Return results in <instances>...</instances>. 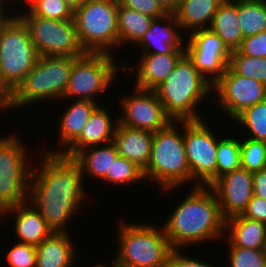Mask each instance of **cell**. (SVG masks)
I'll return each instance as SVG.
<instances>
[{
    "label": "cell",
    "instance_id": "6da1fadb",
    "mask_svg": "<svg viewBox=\"0 0 266 267\" xmlns=\"http://www.w3.org/2000/svg\"><path fill=\"white\" fill-rule=\"evenodd\" d=\"M41 154L40 166L32 169L28 201L53 232H68V222L89 195L85 192L81 165L62 153Z\"/></svg>",
    "mask_w": 266,
    "mask_h": 267
},
{
    "label": "cell",
    "instance_id": "7a4b0ae2",
    "mask_svg": "<svg viewBox=\"0 0 266 267\" xmlns=\"http://www.w3.org/2000/svg\"><path fill=\"white\" fill-rule=\"evenodd\" d=\"M192 188L162 225L172 249L219 241L225 234V219L215 192L210 186Z\"/></svg>",
    "mask_w": 266,
    "mask_h": 267
},
{
    "label": "cell",
    "instance_id": "3957f363",
    "mask_svg": "<svg viewBox=\"0 0 266 267\" xmlns=\"http://www.w3.org/2000/svg\"><path fill=\"white\" fill-rule=\"evenodd\" d=\"M212 87L184 54L154 91L173 121H188L203 119L198 106L212 96Z\"/></svg>",
    "mask_w": 266,
    "mask_h": 267
},
{
    "label": "cell",
    "instance_id": "277c9868",
    "mask_svg": "<svg viewBox=\"0 0 266 267\" xmlns=\"http://www.w3.org/2000/svg\"><path fill=\"white\" fill-rule=\"evenodd\" d=\"M143 174L145 180L155 182L164 193L191 184L183 139V121L172 120L164 129L153 133L151 156Z\"/></svg>",
    "mask_w": 266,
    "mask_h": 267
},
{
    "label": "cell",
    "instance_id": "5b68a950",
    "mask_svg": "<svg viewBox=\"0 0 266 267\" xmlns=\"http://www.w3.org/2000/svg\"><path fill=\"white\" fill-rule=\"evenodd\" d=\"M78 58L40 56L32 70L13 91L10 101L1 111L25 109L24 106H29L28 104L34 107L37 101L55 100L56 102L58 100V102H62L72 67Z\"/></svg>",
    "mask_w": 266,
    "mask_h": 267
},
{
    "label": "cell",
    "instance_id": "8992f818",
    "mask_svg": "<svg viewBox=\"0 0 266 267\" xmlns=\"http://www.w3.org/2000/svg\"><path fill=\"white\" fill-rule=\"evenodd\" d=\"M121 223V224H120ZM115 251L117 267H162L168 265L172 248L163 227L150 223L120 222ZM149 224V225H148ZM157 226V227H156Z\"/></svg>",
    "mask_w": 266,
    "mask_h": 267
},
{
    "label": "cell",
    "instance_id": "52a82bcc",
    "mask_svg": "<svg viewBox=\"0 0 266 267\" xmlns=\"http://www.w3.org/2000/svg\"><path fill=\"white\" fill-rule=\"evenodd\" d=\"M118 7V0H84L74 8L77 37L85 52L114 54L113 48L119 49Z\"/></svg>",
    "mask_w": 266,
    "mask_h": 267
},
{
    "label": "cell",
    "instance_id": "ba28073f",
    "mask_svg": "<svg viewBox=\"0 0 266 267\" xmlns=\"http://www.w3.org/2000/svg\"><path fill=\"white\" fill-rule=\"evenodd\" d=\"M16 134L0 137V214L29 200L33 166L27 147Z\"/></svg>",
    "mask_w": 266,
    "mask_h": 267
},
{
    "label": "cell",
    "instance_id": "9c48e42d",
    "mask_svg": "<svg viewBox=\"0 0 266 267\" xmlns=\"http://www.w3.org/2000/svg\"><path fill=\"white\" fill-rule=\"evenodd\" d=\"M114 58V54L91 52L79 57L74 62L62 99L76 98V100L97 102L98 94L100 97V94L106 93L113 85V80L117 82L115 78L118 70H124L122 61L120 60L118 67L119 62Z\"/></svg>",
    "mask_w": 266,
    "mask_h": 267
},
{
    "label": "cell",
    "instance_id": "30bf717a",
    "mask_svg": "<svg viewBox=\"0 0 266 267\" xmlns=\"http://www.w3.org/2000/svg\"><path fill=\"white\" fill-rule=\"evenodd\" d=\"M39 57L26 25L15 14L0 27V69L4 82L14 91Z\"/></svg>",
    "mask_w": 266,
    "mask_h": 267
},
{
    "label": "cell",
    "instance_id": "8fae6325",
    "mask_svg": "<svg viewBox=\"0 0 266 267\" xmlns=\"http://www.w3.org/2000/svg\"><path fill=\"white\" fill-rule=\"evenodd\" d=\"M16 15L26 25L39 56L81 57L86 53L79 43L73 19H45L34 16L28 9Z\"/></svg>",
    "mask_w": 266,
    "mask_h": 267
},
{
    "label": "cell",
    "instance_id": "7c38bea8",
    "mask_svg": "<svg viewBox=\"0 0 266 267\" xmlns=\"http://www.w3.org/2000/svg\"><path fill=\"white\" fill-rule=\"evenodd\" d=\"M205 119L183 121V139L191 186H211L216 181L218 136ZM195 181V182H194Z\"/></svg>",
    "mask_w": 266,
    "mask_h": 267
},
{
    "label": "cell",
    "instance_id": "4fadbf2b",
    "mask_svg": "<svg viewBox=\"0 0 266 267\" xmlns=\"http://www.w3.org/2000/svg\"><path fill=\"white\" fill-rule=\"evenodd\" d=\"M189 37V38H188ZM185 45V54L195 69L214 85L229 66L231 51L210 28L190 32Z\"/></svg>",
    "mask_w": 266,
    "mask_h": 267
},
{
    "label": "cell",
    "instance_id": "5bb4252c",
    "mask_svg": "<svg viewBox=\"0 0 266 267\" xmlns=\"http://www.w3.org/2000/svg\"><path fill=\"white\" fill-rule=\"evenodd\" d=\"M212 92L218 97V110L234 119L248 107L266 99V85L236 74L229 66L225 74L213 85ZM219 102V103H218ZM221 108V109H220Z\"/></svg>",
    "mask_w": 266,
    "mask_h": 267
},
{
    "label": "cell",
    "instance_id": "9a60e30c",
    "mask_svg": "<svg viewBox=\"0 0 266 267\" xmlns=\"http://www.w3.org/2000/svg\"><path fill=\"white\" fill-rule=\"evenodd\" d=\"M120 102L123 111L118 116L119 125L155 133L172 121L154 90L135 87Z\"/></svg>",
    "mask_w": 266,
    "mask_h": 267
},
{
    "label": "cell",
    "instance_id": "2e32d148",
    "mask_svg": "<svg viewBox=\"0 0 266 267\" xmlns=\"http://www.w3.org/2000/svg\"><path fill=\"white\" fill-rule=\"evenodd\" d=\"M225 220L241 215L253 193V173L240 167L218 178L211 186Z\"/></svg>",
    "mask_w": 266,
    "mask_h": 267
},
{
    "label": "cell",
    "instance_id": "e0dca14e",
    "mask_svg": "<svg viewBox=\"0 0 266 267\" xmlns=\"http://www.w3.org/2000/svg\"><path fill=\"white\" fill-rule=\"evenodd\" d=\"M181 33L175 14L167 13L153 19L136 46L140 44L142 54H185L184 35Z\"/></svg>",
    "mask_w": 266,
    "mask_h": 267
},
{
    "label": "cell",
    "instance_id": "ac0fdd59",
    "mask_svg": "<svg viewBox=\"0 0 266 267\" xmlns=\"http://www.w3.org/2000/svg\"><path fill=\"white\" fill-rule=\"evenodd\" d=\"M6 215L13 216V232L18 242L36 247L53 233L40 212L29 201L5 209L1 213V225L7 219Z\"/></svg>",
    "mask_w": 266,
    "mask_h": 267
},
{
    "label": "cell",
    "instance_id": "d6986e66",
    "mask_svg": "<svg viewBox=\"0 0 266 267\" xmlns=\"http://www.w3.org/2000/svg\"><path fill=\"white\" fill-rule=\"evenodd\" d=\"M108 107L99 105L91 114L89 121L81 134L61 153L68 157H74L79 151L91 147L106 144L113 141L118 117L112 120ZM117 118V119H116Z\"/></svg>",
    "mask_w": 266,
    "mask_h": 267
},
{
    "label": "cell",
    "instance_id": "ffe728a7",
    "mask_svg": "<svg viewBox=\"0 0 266 267\" xmlns=\"http://www.w3.org/2000/svg\"><path fill=\"white\" fill-rule=\"evenodd\" d=\"M141 57L138 62V65L133 64L129 65L126 62H123V72L128 69L133 70L136 67V79L134 87L145 89V90H154L159 86L166 77L174 70L179 59L184 54H140ZM127 64V65H126ZM129 65V66H128ZM132 66V67H131Z\"/></svg>",
    "mask_w": 266,
    "mask_h": 267
},
{
    "label": "cell",
    "instance_id": "44dd1931",
    "mask_svg": "<svg viewBox=\"0 0 266 267\" xmlns=\"http://www.w3.org/2000/svg\"><path fill=\"white\" fill-rule=\"evenodd\" d=\"M153 133L117 125L113 137L119 156L135 163L144 170L151 156Z\"/></svg>",
    "mask_w": 266,
    "mask_h": 267
},
{
    "label": "cell",
    "instance_id": "7402d4cb",
    "mask_svg": "<svg viewBox=\"0 0 266 267\" xmlns=\"http://www.w3.org/2000/svg\"><path fill=\"white\" fill-rule=\"evenodd\" d=\"M72 104L70 103L69 106L65 107V111L62 112L60 118L57 121L59 125V142L57 144L59 147L61 145L62 149L60 150H45L48 153H61L67 148L82 132L84 127L86 126L87 122L91 114L94 110L100 105L98 102H92L89 100H72ZM98 103V104H97Z\"/></svg>",
    "mask_w": 266,
    "mask_h": 267
},
{
    "label": "cell",
    "instance_id": "603a6c76",
    "mask_svg": "<svg viewBox=\"0 0 266 267\" xmlns=\"http://www.w3.org/2000/svg\"><path fill=\"white\" fill-rule=\"evenodd\" d=\"M70 236V232H53L36 246V267H74L78 257Z\"/></svg>",
    "mask_w": 266,
    "mask_h": 267
},
{
    "label": "cell",
    "instance_id": "cb8c5ba5",
    "mask_svg": "<svg viewBox=\"0 0 266 267\" xmlns=\"http://www.w3.org/2000/svg\"><path fill=\"white\" fill-rule=\"evenodd\" d=\"M227 232V233H226ZM224 239L233 246L266 249V224L241 215L225 220Z\"/></svg>",
    "mask_w": 266,
    "mask_h": 267
},
{
    "label": "cell",
    "instance_id": "d4e9b609",
    "mask_svg": "<svg viewBox=\"0 0 266 267\" xmlns=\"http://www.w3.org/2000/svg\"><path fill=\"white\" fill-rule=\"evenodd\" d=\"M224 0H179L174 12L181 31L190 33L210 28L215 12Z\"/></svg>",
    "mask_w": 266,
    "mask_h": 267
},
{
    "label": "cell",
    "instance_id": "484cf974",
    "mask_svg": "<svg viewBox=\"0 0 266 267\" xmlns=\"http://www.w3.org/2000/svg\"><path fill=\"white\" fill-rule=\"evenodd\" d=\"M118 156L116 145L112 141L85 148L73 158L81 165L83 179L88 174L90 178L99 181L106 174H111L112 163Z\"/></svg>",
    "mask_w": 266,
    "mask_h": 267
},
{
    "label": "cell",
    "instance_id": "4316f807",
    "mask_svg": "<svg viewBox=\"0 0 266 267\" xmlns=\"http://www.w3.org/2000/svg\"><path fill=\"white\" fill-rule=\"evenodd\" d=\"M238 22L237 0H224L215 12L210 29L230 51L237 50L244 39Z\"/></svg>",
    "mask_w": 266,
    "mask_h": 267
},
{
    "label": "cell",
    "instance_id": "83f0119b",
    "mask_svg": "<svg viewBox=\"0 0 266 267\" xmlns=\"http://www.w3.org/2000/svg\"><path fill=\"white\" fill-rule=\"evenodd\" d=\"M153 19L119 4L117 18L119 49L124 44H137L142 39L144 33L150 28Z\"/></svg>",
    "mask_w": 266,
    "mask_h": 267
},
{
    "label": "cell",
    "instance_id": "f1b7e54d",
    "mask_svg": "<svg viewBox=\"0 0 266 267\" xmlns=\"http://www.w3.org/2000/svg\"><path fill=\"white\" fill-rule=\"evenodd\" d=\"M237 14L244 38L266 30V0H237Z\"/></svg>",
    "mask_w": 266,
    "mask_h": 267
},
{
    "label": "cell",
    "instance_id": "f546056e",
    "mask_svg": "<svg viewBox=\"0 0 266 267\" xmlns=\"http://www.w3.org/2000/svg\"><path fill=\"white\" fill-rule=\"evenodd\" d=\"M238 138V139H237ZM219 138L217 143L216 180L241 167L240 137Z\"/></svg>",
    "mask_w": 266,
    "mask_h": 267
},
{
    "label": "cell",
    "instance_id": "4dcf8cb0",
    "mask_svg": "<svg viewBox=\"0 0 266 267\" xmlns=\"http://www.w3.org/2000/svg\"><path fill=\"white\" fill-rule=\"evenodd\" d=\"M233 121L249 132L247 138L266 142V99L246 108Z\"/></svg>",
    "mask_w": 266,
    "mask_h": 267
},
{
    "label": "cell",
    "instance_id": "1f68e13d",
    "mask_svg": "<svg viewBox=\"0 0 266 267\" xmlns=\"http://www.w3.org/2000/svg\"><path fill=\"white\" fill-rule=\"evenodd\" d=\"M229 67L238 75L251 78L266 85V58H255L231 51Z\"/></svg>",
    "mask_w": 266,
    "mask_h": 267
},
{
    "label": "cell",
    "instance_id": "d6a6232c",
    "mask_svg": "<svg viewBox=\"0 0 266 267\" xmlns=\"http://www.w3.org/2000/svg\"><path fill=\"white\" fill-rule=\"evenodd\" d=\"M145 180L143 170L135 163L127 160L122 156H118L112 163L111 174H106L101 182L108 183L109 185H130L138 184L137 182ZM111 183V184H110Z\"/></svg>",
    "mask_w": 266,
    "mask_h": 267
},
{
    "label": "cell",
    "instance_id": "836d02e7",
    "mask_svg": "<svg viewBox=\"0 0 266 267\" xmlns=\"http://www.w3.org/2000/svg\"><path fill=\"white\" fill-rule=\"evenodd\" d=\"M241 167L250 173L266 168V142L240 138Z\"/></svg>",
    "mask_w": 266,
    "mask_h": 267
},
{
    "label": "cell",
    "instance_id": "e575fe53",
    "mask_svg": "<svg viewBox=\"0 0 266 267\" xmlns=\"http://www.w3.org/2000/svg\"><path fill=\"white\" fill-rule=\"evenodd\" d=\"M26 9L34 16L52 20L73 19L74 8L64 0H34Z\"/></svg>",
    "mask_w": 266,
    "mask_h": 267
},
{
    "label": "cell",
    "instance_id": "d590c367",
    "mask_svg": "<svg viewBox=\"0 0 266 267\" xmlns=\"http://www.w3.org/2000/svg\"><path fill=\"white\" fill-rule=\"evenodd\" d=\"M227 242L229 267H266V249L236 247Z\"/></svg>",
    "mask_w": 266,
    "mask_h": 267
},
{
    "label": "cell",
    "instance_id": "8d00e7d4",
    "mask_svg": "<svg viewBox=\"0 0 266 267\" xmlns=\"http://www.w3.org/2000/svg\"><path fill=\"white\" fill-rule=\"evenodd\" d=\"M8 251L6 261L10 267H36L37 251L35 246L16 242Z\"/></svg>",
    "mask_w": 266,
    "mask_h": 267
},
{
    "label": "cell",
    "instance_id": "74e56055",
    "mask_svg": "<svg viewBox=\"0 0 266 267\" xmlns=\"http://www.w3.org/2000/svg\"><path fill=\"white\" fill-rule=\"evenodd\" d=\"M237 50L243 55L266 58V30L259 34L245 37Z\"/></svg>",
    "mask_w": 266,
    "mask_h": 267
},
{
    "label": "cell",
    "instance_id": "f35d334b",
    "mask_svg": "<svg viewBox=\"0 0 266 267\" xmlns=\"http://www.w3.org/2000/svg\"><path fill=\"white\" fill-rule=\"evenodd\" d=\"M118 3L152 18H160L167 14L156 0H118Z\"/></svg>",
    "mask_w": 266,
    "mask_h": 267
},
{
    "label": "cell",
    "instance_id": "ab89813d",
    "mask_svg": "<svg viewBox=\"0 0 266 267\" xmlns=\"http://www.w3.org/2000/svg\"><path fill=\"white\" fill-rule=\"evenodd\" d=\"M168 265L169 267H215L204 260L191 258L187 254L184 255L181 249H172L168 258Z\"/></svg>",
    "mask_w": 266,
    "mask_h": 267
},
{
    "label": "cell",
    "instance_id": "60d3db41",
    "mask_svg": "<svg viewBox=\"0 0 266 267\" xmlns=\"http://www.w3.org/2000/svg\"><path fill=\"white\" fill-rule=\"evenodd\" d=\"M242 215L266 224V200L253 195Z\"/></svg>",
    "mask_w": 266,
    "mask_h": 267
},
{
    "label": "cell",
    "instance_id": "b9f144b4",
    "mask_svg": "<svg viewBox=\"0 0 266 267\" xmlns=\"http://www.w3.org/2000/svg\"><path fill=\"white\" fill-rule=\"evenodd\" d=\"M253 193L266 200V168L253 173Z\"/></svg>",
    "mask_w": 266,
    "mask_h": 267
},
{
    "label": "cell",
    "instance_id": "7bdbcfd3",
    "mask_svg": "<svg viewBox=\"0 0 266 267\" xmlns=\"http://www.w3.org/2000/svg\"><path fill=\"white\" fill-rule=\"evenodd\" d=\"M13 94V90L4 82L0 69V111L7 105Z\"/></svg>",
    "mask_w": 266,
    "mask_h": 267
},
{
    "label": "cell",
    "instance_id": "ee69618b",
    "mask_svg": "<svg viewBox=\"0 0 266 267\" xmlns=\"http://www.w3.org/2000/svg\"><path fill=\"white\" fill-rule=\"evenodd\" d=\"M7 1L6 0H0V27L7 23L15 14L11 13L8 15L9 11H7Z\"/></svg>",
    "mask_w": 266,
    "mask_h": 267
},
{
    "label": "cell",
    "instance_id": "f6af8a7d",
    "mask_svg": "<svg viewBox=\"0 0 266 267\" xmlns=\"http://www.w3.org/2000/svg\"><path fill=\"white\" fill-rule=\"evenodd\" d=\"M167 13H174L178 7L179 0H156Z\"/></svg>",
    "mask_w": 266,
    "mask_h": 267
},
{
    "label": "cell",
    "instance_id": "bcb514c9",
    "mask_svg": "<svg viewBox=\"0 0 266 267\" xmlns=\"http://www.w3.org/2000/svg\"><path fill=\"white\" fill-rule=\"evenodd\" d=\"M70 4L73 8L78 7L84 0H64Z\"/></svg>",
    "mask_w": 266,
    "mask_h": 267
},
{
    "label": "cell",
    "instance_id": "7dc6e473",
    "mask_svg": "<svg viewBox=\"0 0 266 267\" xmlns=\"http://www.w3.org/2000/svg\"><path fill=\"white\" fill-rule=\"evenodd\" d=\"M8 5L10 6L11 3L9 2H17L19 3V0H6ZM20 1H23L25 4H26V7H28L34 0H20ZM27 2V3H26Z\"/></svg>",
    "mask_w": 266,
    "mask_h": 267
},
{
    "label": "cell",
    "instance_id": "c3c4849f",
    "mask_svg": "<svg viewBox=\"0 0 266 267\" xmlns=\"http://www.w3.org/2000/svg\"><path fill=\"white\" fill-rule=\"evenodd\" d=\"M113 260H114V261H113V263L111 264L110 267H117L116 259H113ZM92 267H108V266H107V265H104V263H103V264L98 263V264H96V265H94V266H92Z\"/></svg>",
    "mask_w": 266,
    "mask_h": 267
}]
</instances>
